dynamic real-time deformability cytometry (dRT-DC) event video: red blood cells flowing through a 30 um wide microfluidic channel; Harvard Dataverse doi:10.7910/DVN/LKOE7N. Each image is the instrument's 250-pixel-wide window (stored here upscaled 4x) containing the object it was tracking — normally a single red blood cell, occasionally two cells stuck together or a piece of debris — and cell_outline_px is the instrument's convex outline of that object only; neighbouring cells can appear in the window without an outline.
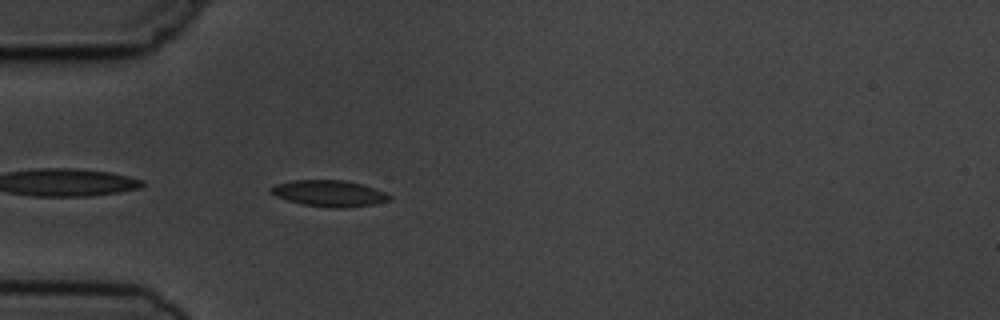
{"species": "common noctule bat (a hibernating species)", "species_latin": "Nyctalus noctula", "temperature_condition": "cold", "stored_images_in_passage": 4, "camera_frame_rate_fps": 3000, "um_per_image_px": 0.085, "animal": {"sex": "male", "body_mass_g": 19.5, "forearm_length_mm": 54.6}, "frame": {"image": 1, "passage_image": 4, "time_ms": 4.0, "image_size_px": [1000, 320], "cell_outline_px": [[392, 200], [372, 204], [344, 208], [332, 208], [300, 204], [276, 196], [268, 192], [268, 188], [276, 184], [292, 180], [344, 180], [360, 184], [384, 192], [392, 196]], "centroid_in_image_um": [27.94, 16.44], "position_along_channel_um": 57.1, "area_um2": 18.15}}